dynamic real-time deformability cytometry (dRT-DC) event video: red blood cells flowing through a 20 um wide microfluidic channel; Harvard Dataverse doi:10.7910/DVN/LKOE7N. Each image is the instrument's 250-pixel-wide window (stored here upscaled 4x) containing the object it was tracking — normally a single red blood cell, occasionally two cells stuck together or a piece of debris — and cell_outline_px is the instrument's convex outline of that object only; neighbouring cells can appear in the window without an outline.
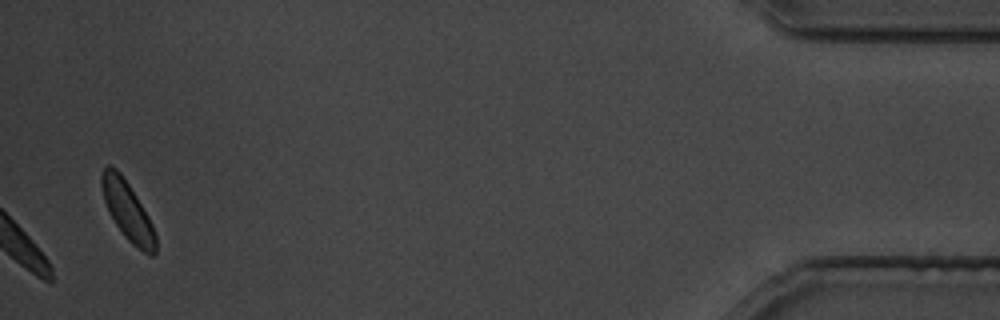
{"species": "common noctule bat (a hibernating species)", "species_latin": "Nyctalus noctula", "temperature_condition": "cold", "stored_images_in_passage": 24, "camera_frame_rate_fps": 3000, "um_per_image_px": 0.085, "animal": {"sex": "male", "body_mass_g": 19.5, "forearm_length_mm": 54.6}, "frame": {"image": 1, "passage_image": 24, "time_ms": 28.333, "image_size_px": [1000, 320], "cell_outline_px": [[156, 252], [152, 256], [144, 252], [132, 244], [128, 240], [116, 224], [104, 200], [100, 184], [100, 176], [104, 168], [108, 164], [112, 164], [120, 172], [136, 196], [148, 216], [152, 224], [156, 236]], "centroid_in_image_um": [10.83, 17.89], "position_along_channel_um": 424.4, "area_um2": 18.21}}